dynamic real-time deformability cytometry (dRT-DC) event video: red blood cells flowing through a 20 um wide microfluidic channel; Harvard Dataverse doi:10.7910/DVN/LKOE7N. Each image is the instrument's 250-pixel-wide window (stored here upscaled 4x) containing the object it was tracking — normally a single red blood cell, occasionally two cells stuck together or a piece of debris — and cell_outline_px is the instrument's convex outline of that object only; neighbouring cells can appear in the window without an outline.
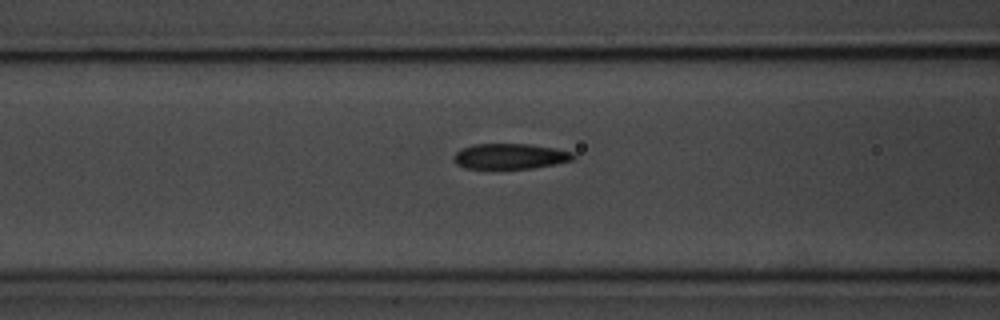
{"species": "common noctule bat (a hibernating species)", "species_latin": "Nyctalus noctula", "temperature_condition": "room temperature", "stored_images_in_passage": 37, "camera_frame_rate_fps": 3000, "um_per_image_px": 0.085, "animal": {"sex": "male", "body_mass_g": 20.1, "forearm_length_mm": 53.5}, "frame": {"image": 1, "passage_image": 10, "time_ms": 3.0, "image_size_px": [1000, 320], "cell_outline_px": [[576, 156], [572, 160], [556, 164], [532, 168], [464, 168], [456, 164], [452, 160], [452, 156], [460, 148], [472, 144], [528, 144], [552, 148], [572, 152]], "centroid_in_image_um": [43.3, 13.28], "position_along_channel_um": 123.3, "area_um2": 17.74}}
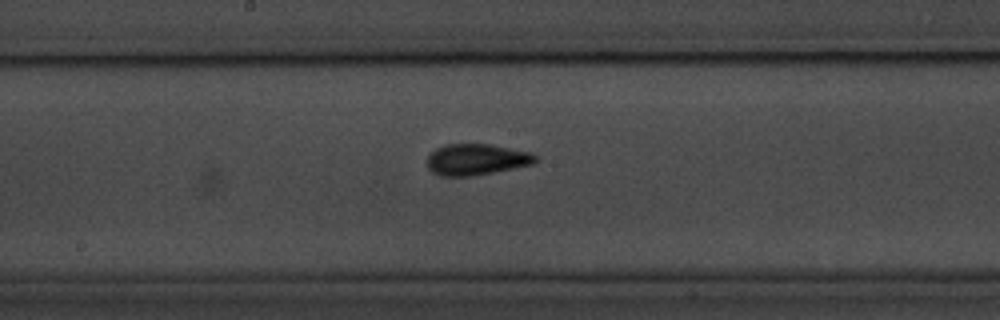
{"frame": {"image": 2, "passage_image": 17, "time_ms": 5.333, "image_size_px": [1000, 320], "cell_outline_px": [[536, 160], [532, 164], [472, 176], [440, 176], [432, 172], [428, 168], [428, 156], [436, 148], [444, 144], [488, 144], [532, 152], [536, 156]], "centroid_in_image_um": [40.46, 13.55], "position_along_channel_um": 207.7, "area_um2": 19.54}}
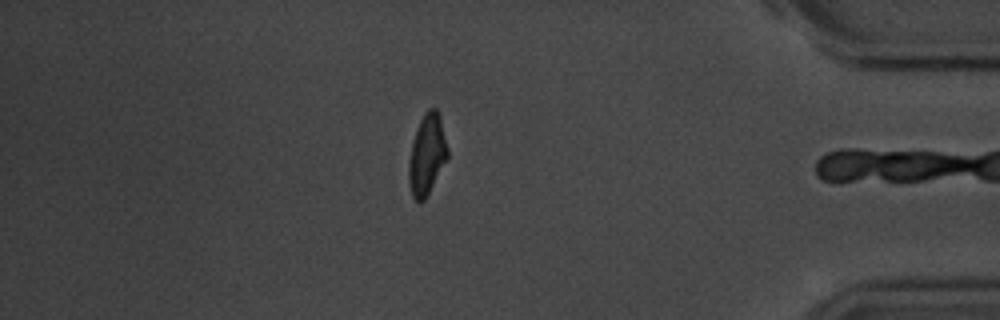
{"frame": {"image": 3, "passage_image": 36, "time_ms": 11.667, "image_size_px": [1000, 320], "cell_outline_px": [[448, 160], [424, 200], [420, 204], [412, 196], [408, 180], [408, 160], [416, 128], [424, 112], [428, 108], [436, 108], [440, 116], [448, 148]], "centroid_in_image_um": [36.29, 13.14], "position_along_channel_um": 398.9, "area_um2": 18.5}, "authors_computed_cell_mechanics": {"area_um2": 18.7272, "velocity_mm_per_s": 3.6071, "shape_relaxation_time_tau1_ms": 4.1477, "shape_relaxation_time_tau2_ms": 1.9291, "deformation_change_tau1": 0.1494, "deformation_change_tau2": 0.0877}}